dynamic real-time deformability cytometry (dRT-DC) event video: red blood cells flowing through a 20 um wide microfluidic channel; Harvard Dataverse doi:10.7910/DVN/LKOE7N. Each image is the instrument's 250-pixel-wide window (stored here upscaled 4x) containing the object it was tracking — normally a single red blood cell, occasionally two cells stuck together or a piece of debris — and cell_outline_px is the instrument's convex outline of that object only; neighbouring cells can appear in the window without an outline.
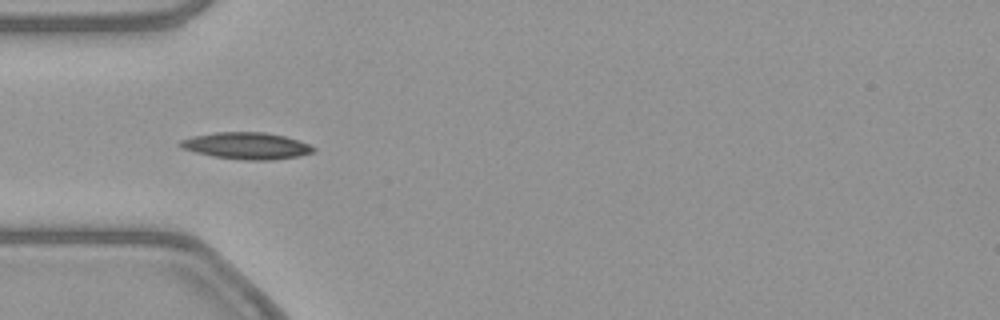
{"species": "common noctule bat (a hibernating species)", "species_latin": "Nyctalus noctula", "temperature_condition": "warm", "stored_images_in_passage": 13, "camera_frame_rate_fps": 3000, "um_per_image_px": 0.085, "animal": {"sex": "female", "body_mass_g": 21.9}, "frame": {"image": 1, "passage_image": 1, "time_ms": 0.0, "image_size_px": [1000, 320], "cell_outline_px": [[316, 152], [300, 156], [272, 160], [244, 160], [212, 156], [180, 148], [176, 144], [180, 140], [192, 136], [216, 132], [264, 132], [284, 136], [308, 144], [316, 148]], "centroid_in_image_um": [20.94, 12.39], "position_along_channel_um": 64.1, "area_um2": 20.87}}
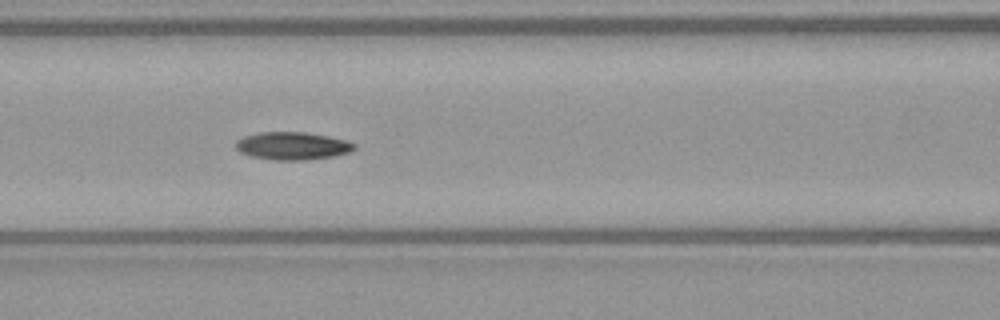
{"frame": {"image": 2, "passage_image": 7, "time_ms": 2.0, "image_size_px": [1000, 320], "cell_outline_px": [[356, 148], [348, 152], [332, 156], [304, 160], [272, 160], [252, 156], [240, 152], [236, 148], [236, 140], [244, 136], [260, 132], [304, 132], [328, 136], [344, 140], [356, 144]], "centroid_in_image_um": [24.83, 12.4], "position_along_channel_um": 141.8, "area_um2": 19.02}}
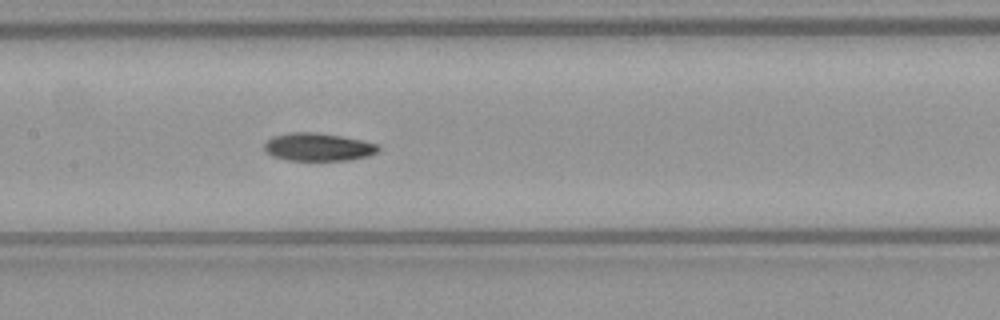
{"frame": {"image": 3, "passage_image": 10, "time_ms": 3.0, "image_size_px": [1000, 320], "cell_outline_px": [[380, 152], [368, 156], [352, 160], [288, 160], [272, 156], [264, 148], [264, 144], [272, 136], [288, 132], [316, 132], [364, 140], [376, 144], [380, 148]], "centroid_in_image_um": [27.07, 12.49], "position_along_channel_um": 180.3, "area_um2": 18.67}}